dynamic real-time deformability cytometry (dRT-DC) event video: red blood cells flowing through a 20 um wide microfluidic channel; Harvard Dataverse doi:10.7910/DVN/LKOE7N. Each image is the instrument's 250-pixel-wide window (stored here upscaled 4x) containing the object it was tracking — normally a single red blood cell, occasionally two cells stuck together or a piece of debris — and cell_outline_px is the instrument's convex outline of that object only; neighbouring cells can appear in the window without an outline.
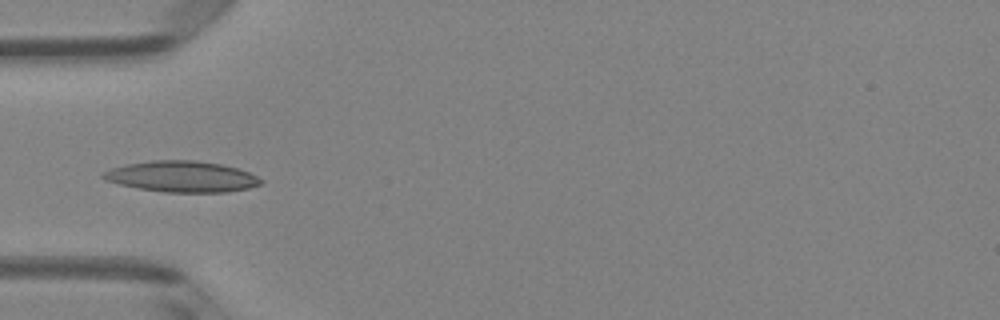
{"species": "Egyptian fruit bat (a non-hibernating species)", "species_latin": "Rousettus aegyptiacus", "temperature_condition": "room temperature", "stored_images_in_passage": 5, "camera_frame_rate_fps": 3000, "um_per_image_px": 0.085, "animal": {"sex": "female"}, "frame": {"image": 1, "passage_image": 4, "time_ms": 1.0, "image_size_px": [1000, 320], "cell_outline_px": [[264, 184], [248, 188], [228, 192], [164, 192], [136, 188], [104, 180], [100, 176], [100, 172], [124, 164], [152, 160], [196, 160], [220, 164], [236, 168], [248, 172], [264, 180]], "centroid_in_image_um": [15.42, 15.01], "position_along_channel_um": 69.6, "area_um2": 28.73}}
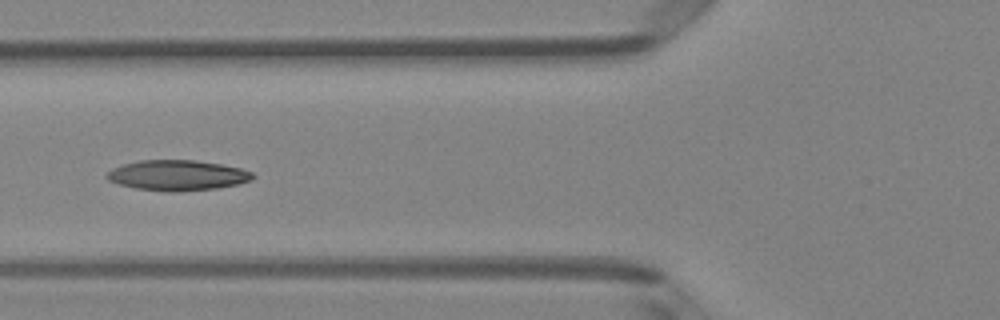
{"frame": {"image": 2, "passage_image": 5, "time_ms": 1.333, "image_size_px": [1000, 320], "cell_outline_px": [[256, 176], [252, 180], [240, 184], [216, 188], [180, 192], [164, 192], [136, 188], [120, 184], [108, 180], [104, 176], [112, 168], [124, 164], [140, 160], [196, 160], [220, 164], [240, 168], [252, 172]], "centroid_in_image_um": [15.1, 14.91], "position_along_channel_um": 110.7, "area_um2": 26.01}}